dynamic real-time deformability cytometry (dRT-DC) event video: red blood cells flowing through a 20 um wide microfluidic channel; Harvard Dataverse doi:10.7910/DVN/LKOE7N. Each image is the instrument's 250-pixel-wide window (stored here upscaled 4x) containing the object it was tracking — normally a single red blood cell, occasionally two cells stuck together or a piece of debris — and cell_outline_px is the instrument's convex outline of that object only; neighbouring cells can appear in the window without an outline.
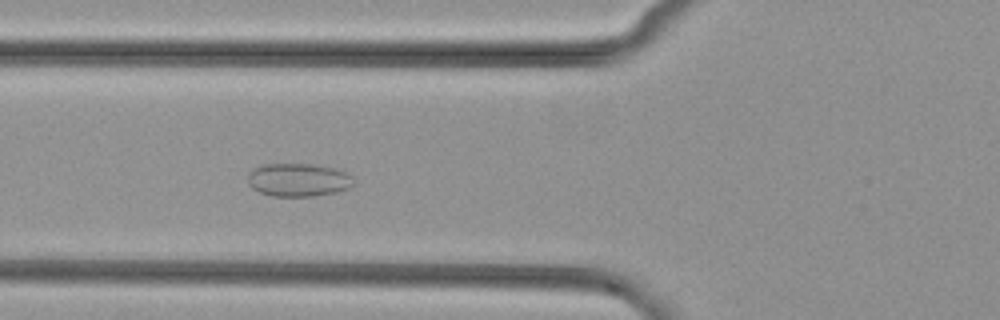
{"species": "common noctule bat (a hibernating species)", "species_latin": "Nyctalus noctula", "temperature_condition": "cold", "stored_images_in_passage": 46, "camera_frame_rate_fps": 3000, "um_per_image_px": 0.085, "animal": {"sex": "female", "body_mass_g": 29.2, "forearm_length_mm": 56.3}, "frame": {"image": 1, "passage_image": 13, "time_ms": 4.0, "image_size_px": [1000, 320], "cell_outline_px": [[356, 184], [348, 188], [336, 192], [312, 196], [272, 196], [260, 192], [252, 188], [248, 184], [248, 172], [252, 168], [260, 164], [312, 164], [332, 168], [348, 172], [352, 176]], "centroid_in_image_um": [25.35, 15.28], "position_along_channel_um": 100.5, "area_um2": 20.69}}
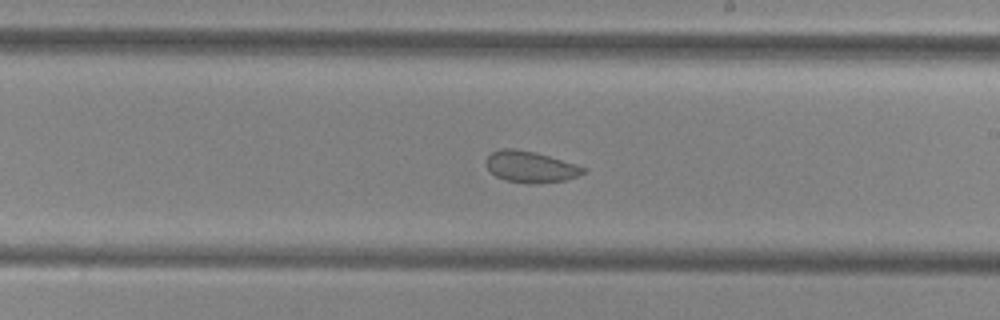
{"frame": {"image": 2, "passage_image": 24, "time_ms": 7.667, "image_size_px": [1000, 320], "cell_outline_px": [[588, 172], [564, 180], [532, 184], [504, 180], [496, 176], [488, 168], [484, 160], [492, 152], [500, 148], [512, 148], [536, 152], [576, 164], [588, 168]], "centroid_in_image_um": [45.1, 14.17], "position_along_channel_um": 243.9, "area_um2": 17.8}}
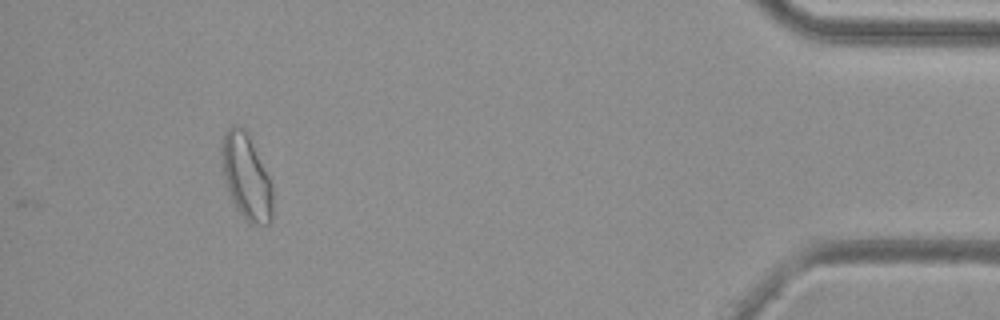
{"frame": {"image": 3, "passage_image": 42, "time_ms": 13.667, "image_size_px": [1000, 320], "cell_outline_px": [[272, 220], [268, 224], [252, 224], [244, 220], [236, 208], [232, 200], [224, 176], [220, 152], [220, 148], [224, 132], [232, 124], [244, 128], [272, 184]], "centroid_in_image_um": [20.92, 15.05], "position_along_channel_um": 414.3, "area_um2": 25.09}}